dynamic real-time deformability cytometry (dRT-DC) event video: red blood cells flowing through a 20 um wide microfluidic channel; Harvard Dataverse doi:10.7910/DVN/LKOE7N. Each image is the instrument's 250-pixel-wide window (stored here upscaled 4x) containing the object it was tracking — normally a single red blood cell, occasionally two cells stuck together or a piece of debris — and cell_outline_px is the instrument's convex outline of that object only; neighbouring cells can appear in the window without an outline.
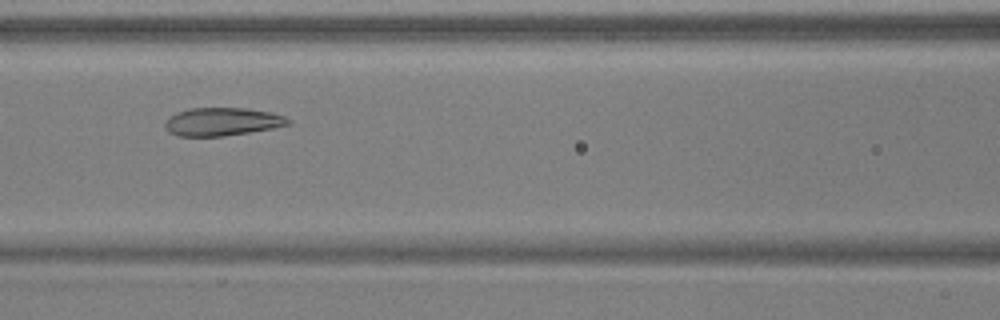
{"species": "common noctule bat (a hibernating species)", "species_latin": "Nyctalus noctula", "temperature_condition": "warm", "stored_images_in_passage": 6, "camera_frame_rate_fps": 3000, "um_per_image_px": 0.085, "animal": {"sex": "male", "body_mass_g": 17.9, "forearm_length_mm": 54.2}, "frame": {"image": 1, "passage_image": 5, "time_ms": 1.333, "image_size_px": [1000, 320], "cell_outline_px": [[292, 124], [272, 128], [224, 136], [176, 136], [168, 132], [164, 128], [164, 120], [176, 112], [188, 108], [244, 108], [272, 112], [284, 116], [292, 120]], "centroid_in_image_um": [18.85, 10.34], "position_along_channel_um": 147.7, "area_um2": 20.4}}
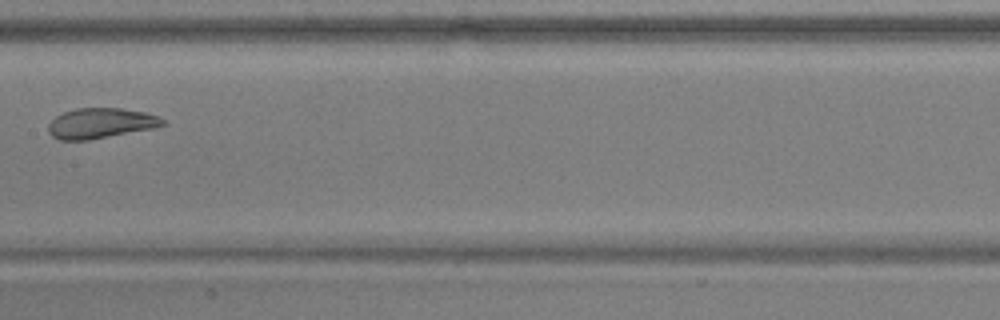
{"frame": {"image": 2, "passage_image": 6, "time_ms": 1.667, "image_size_px": [1000, 320], "cell_outline_px": [[168, 124], [152, 128], [88, 140], [60, 140], [52, 136], [48, 132], [48, 124], [56, 116], [64, 112], [76, 108], [120, 108], [144, 112], [156, 116], [164, 120]], "centroid_in_image_um": [8.52, 10.47], "position_along_channel_um": 198.9, "area_um2": 20.0}}